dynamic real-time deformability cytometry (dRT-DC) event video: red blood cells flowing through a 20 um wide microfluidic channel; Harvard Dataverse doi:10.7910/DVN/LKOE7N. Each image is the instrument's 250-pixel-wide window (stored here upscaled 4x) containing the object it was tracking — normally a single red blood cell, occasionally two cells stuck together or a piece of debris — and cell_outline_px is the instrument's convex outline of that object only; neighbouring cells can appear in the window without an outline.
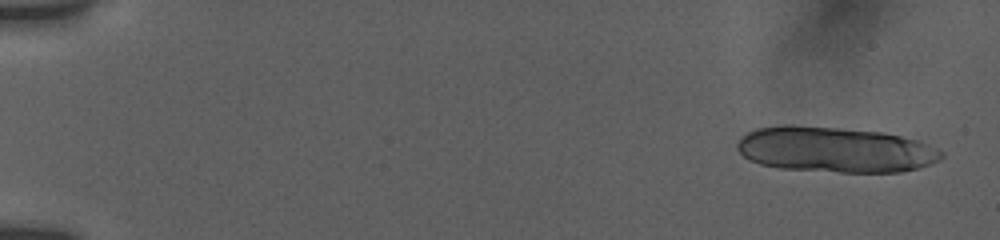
{"species": "human", "species_latin": "Homo sapiens", "temperature_condition": "room temperature", "stored_images_in_passage": 16, "camera_frame_rate_fps": 3000, "um_per_image_px": 0.085, "donor": {"sex": "female"}, "frame": {"image": 1, "passage_image": 2, "time_ms": 0.333, "image_size_px": [1000, 240], "cell_outline_px": [[944, 156], [940, 160], [916, 168], [900, 172], [840, 172], [780, 168], [760, 164], [744, 156], [736, 148], [736, 144], [748, 132], [756, 128], [784, 124], [792, 124], [884, 132], [916, 140], [936, 148], [944, 152]], "centroid_in_image_um": [70.97, 12.71], "position_along_channel_um": 14.0, "area_um2": 54.04}}